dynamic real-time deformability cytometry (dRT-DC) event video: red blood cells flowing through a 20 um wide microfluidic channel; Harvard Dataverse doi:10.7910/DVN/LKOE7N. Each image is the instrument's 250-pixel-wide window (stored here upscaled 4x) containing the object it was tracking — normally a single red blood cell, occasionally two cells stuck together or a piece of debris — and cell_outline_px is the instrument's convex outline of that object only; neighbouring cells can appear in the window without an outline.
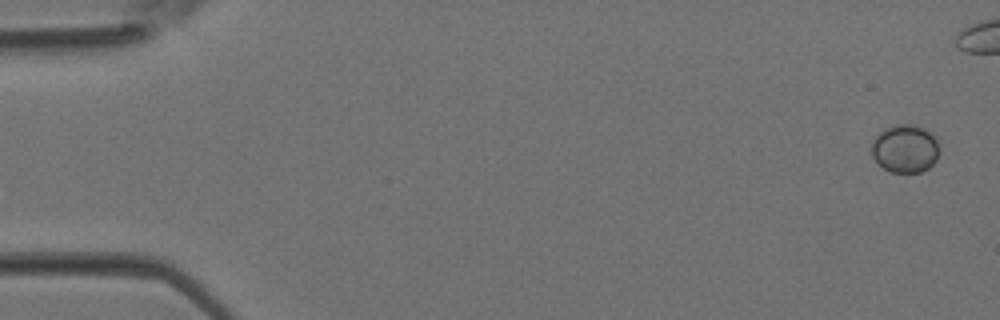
{"species": "Egyptian fruit bat (a non-hibernating species)", "species_latin": "Rousettus aegyptiacus", "temperature_condition": "room temperature", "stored_images_in_passage": 5, "camera_frame_rate_fps": 3000, "um_per_image_px": 0.085, "animal": {"sex": "female"}, "frame": {"image": 1, "passage_image": 1, "time_ms": 0.0, "image_size_px": [1000, 320], "cell_outline_px": [[940, 148], [936, 160], [928, 168], [920, 172], [888, 172], [872, 156], [872, 140], [884, 128], [896, 124], [916, 124], [924, 128], [936, 140]], "centroid_in_image_um": [76.93, 12.62], "position_along_channel_um": 8.1, "area_um2": 18.96}}
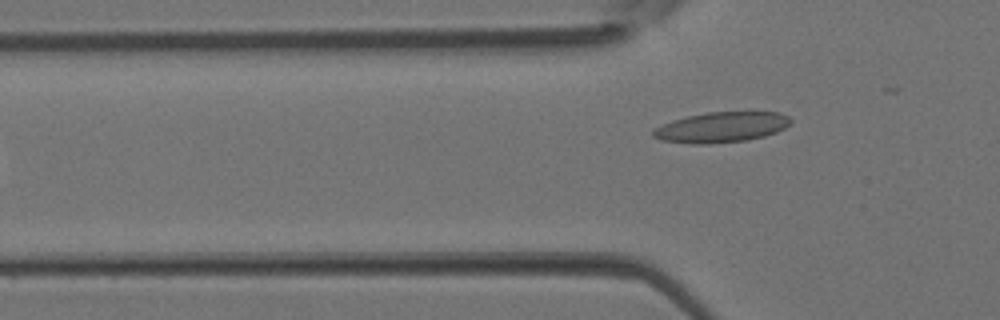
{"frame": {"image": 2, "passage_image": 5, "time_ms": 1.333, "image_size_px": [1000, 320], "cell_outline_px": [[792, 124], [776, 132], [764, 136], [748, 140], [704, 144], [692, 144], [660, 140], [652, 136], [652, 132], [656, 128], [672, 120], [688, 116], [708, 112], [780, 112], [788, 116], [792, 120]], "centroid_in_image_um": [61.35, 10.81], "position_along_channel_um": 64.5, "area_um2": 24.33}}